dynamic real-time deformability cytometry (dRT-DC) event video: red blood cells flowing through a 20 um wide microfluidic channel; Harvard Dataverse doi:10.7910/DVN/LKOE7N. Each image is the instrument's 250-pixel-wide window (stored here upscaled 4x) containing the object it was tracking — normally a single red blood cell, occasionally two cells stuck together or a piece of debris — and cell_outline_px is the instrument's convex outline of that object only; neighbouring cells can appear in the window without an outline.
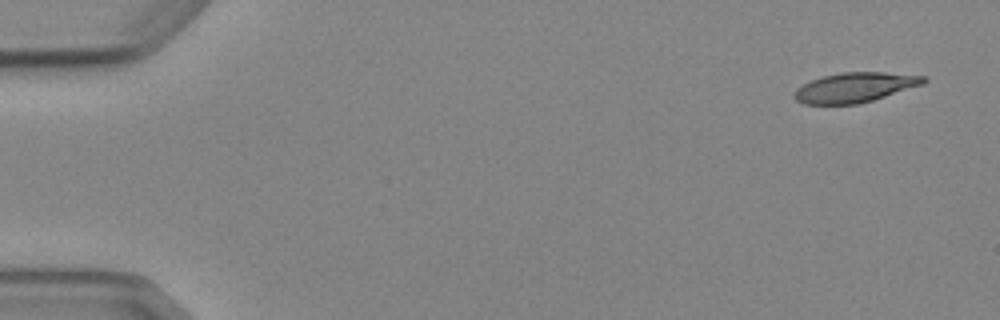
{"species": "Egyptian fruit bat (a non-hibernating species)", "species_latin": "Rousettus aegyptiacus", "temperature_condition": "cold", "stored_images_in_passage": 6, "camera_frame_rate_fps": 3000, "um_per_image_px": 0.085, "animal": {"sex": "female"}, "frame": {"image": 1, "passage_image": 1, "time_ms": 0.0, "image_size_px": [1000, 320], "cell_outline_px": [[928, 80], [924, 84], [872, 100], [856, 104], [804, 104], [796, 100], [792, 96], [792, 92], [796, 88], [812, 80], [824, 76], [840, 72], [884, 72], [928, 76]], "centroid_in_image_um": [72.67, 7.42], "position_along_channel_um": 12.3, "area_um2": 22.48}}
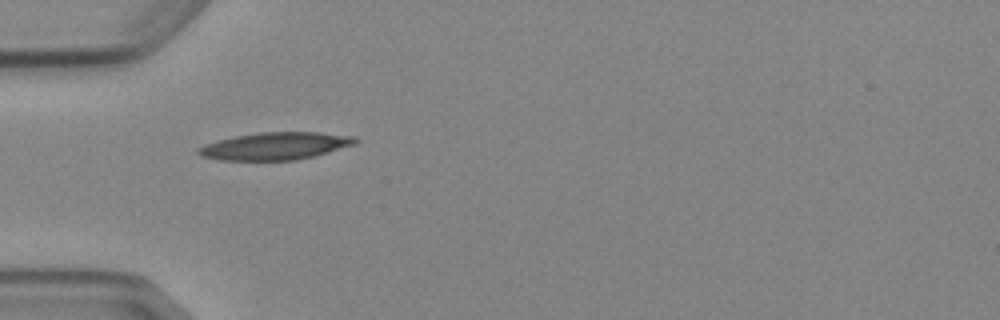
{"frame": {"image": 2, "passage_image": 5, "time_ms": 4.667, "image_size_px": [1000, 320], "cell_outline_px": [[360, 140], [356, 144], [312, 156], [296, 160], [220, 160], [200, 156], [196, 152], [196, 148], [204, 144], [236, 136], [260, 132], [320, 132], [356, 136]], "centroid_in_image_um": [23.4, 12.41], "position_along_channel_um": 61.6, "area_um2": 25.09}}
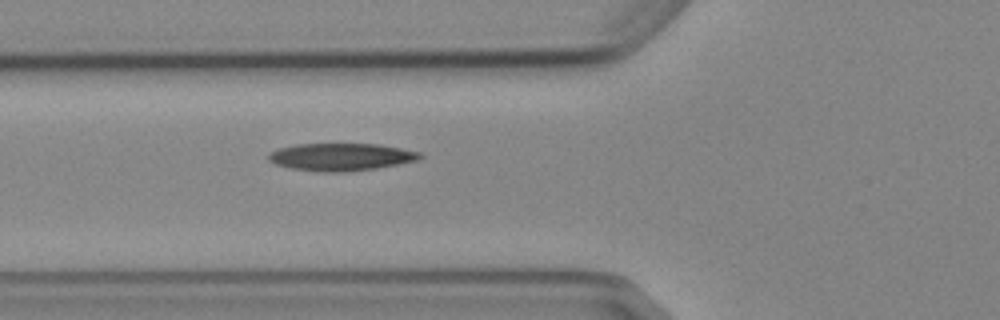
{"frame": {"image": 3, "passage_image": 6, "time_ms": 5.667, "image_size_px": [1000, 320], "cell_outline_px": [[424, 156], [416, 160], [400, 164], [376, 168], [344, 172], [324, 172], [292, 168], [276, 164], [268, 160], [268, 152], [280, 148], [296, 144], [376, 144], [400, 148], [420, 152]], "centroid_in_image_um": [28.98, 13.34], "position_along_channel_um": 96.8, "area_um2": 24.1}}